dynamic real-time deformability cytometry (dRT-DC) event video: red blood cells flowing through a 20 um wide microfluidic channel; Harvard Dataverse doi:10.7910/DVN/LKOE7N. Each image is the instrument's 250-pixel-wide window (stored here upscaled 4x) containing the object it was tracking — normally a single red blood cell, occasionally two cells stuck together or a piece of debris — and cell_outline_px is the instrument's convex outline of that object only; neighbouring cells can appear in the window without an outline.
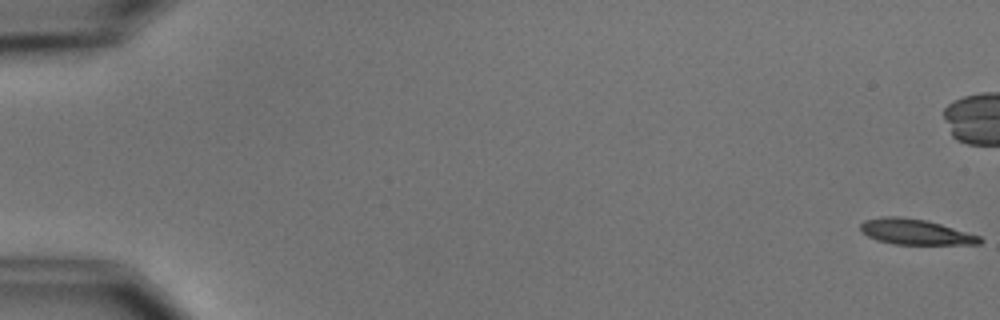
{"species": "common noctule bat (a hibernating species)", "species_latin": "Nyctalus noctula", "temperature_condition": "cold", "stored_images_in_passage": 9, "camera_frame_rate_fps": 3000, "um_per_image_px": 0.085, "animal": {"sex": "male", "body_mass_g": 15.6}, "frame": {"image": 1, "passage_image": 1, "time_ms": 0.0, "image_size_px": [1000, 320], "cell_outline_px": [[984, 240], [980, 244], [892, 244], [876, 240], [868, 236], [860, 228], [860, 224], [864, 220], [880, 216], [896, 216], [924, 220], [940, 224], [980, 236]], "centroid_in_image_um": [77.78, 19.71], "position_along_channel_um": 7.2, "area_um2": 17.57}}